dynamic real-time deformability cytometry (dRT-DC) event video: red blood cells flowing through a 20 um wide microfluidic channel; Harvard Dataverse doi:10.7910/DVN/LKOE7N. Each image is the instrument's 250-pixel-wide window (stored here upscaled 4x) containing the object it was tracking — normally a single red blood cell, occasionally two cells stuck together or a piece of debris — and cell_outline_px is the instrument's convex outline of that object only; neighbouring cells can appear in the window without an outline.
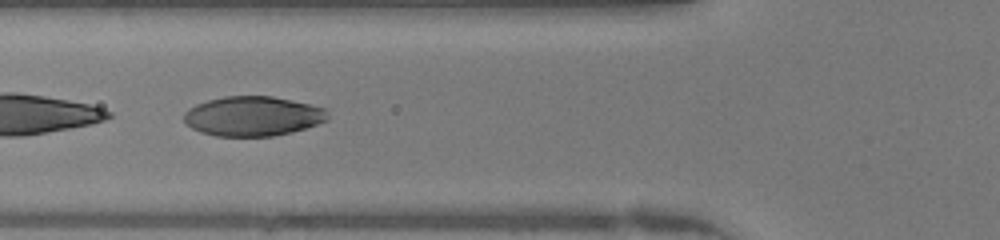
{"species": "human", "species_latin": "Homo sapiens", "temperature_condition": "warm", "stored_images_in_passage": 46, "segment_of_instrument_passage": [2, 2], "camera_frame_rate_fps": 3000, "um_per_image_px": 0.085, "donor": {"sex": "female"}, "frame": {"image": 1, "passage_image": 17, "time_ms": 5.333, "image_size_px": [1000, 240], "cell_outline_px": [[328, 120], [292, 132], [272, 136], [216, 136], [200, 132], [184, 124], [184, 112], [188, 108], [196, 104], [208, 100], [224, 96], [272, 96], [308, 104], [324, 108], [328, 112]], "centroid_in_image_um": [21.45, 9.87], "position_along_channel_um": 104.4, "area_um2": 33.23}}
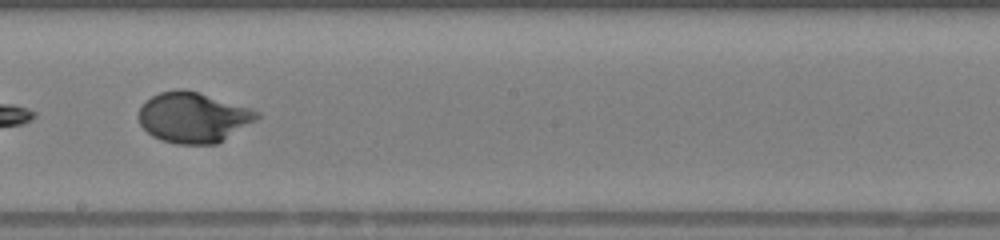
{"frame": {"image": 2, "passage_image": 26, "time_ms": 8.333, "image_size_px": [1000, 240], "cell_outline_px": [[264, 116], [216, 144], [176, 144], [160, 140], [152, 136], [140, 124], [140, 108], [152, 96], [160, 92], [180, 88], [184, 88], [200, 92], [252, 108], [260, 112]], "centroid_in_image_um": [16.49, 9.97], "position_along_channel_um": 231.7, "area_um2": 34.91}}
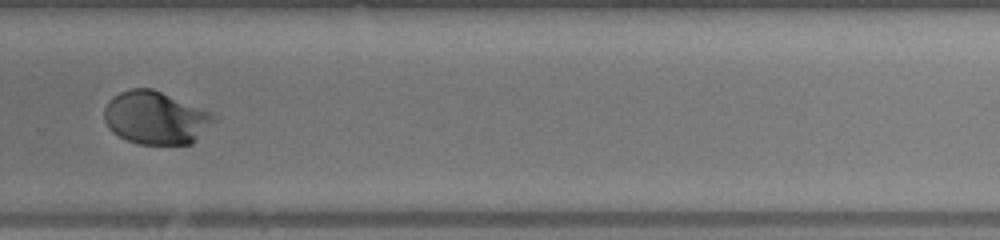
{"frame": {"image": 3, "passage_image": 32, "time_ms": 10.333, "image_size_px": [1000, 240], "cell_outline_px": [[220, 116], [192, 144], [140, 144], [128, 140], [112, 132], [108, 128], [104, 120], [104, 108], [108, 100], [112, 96], [120, 92], [132, 88], [152, 88]], "centroid_in_image_um": [13.22, 10.01], "position_along_channel_um": 316.6, "area_um2": 33.87}}